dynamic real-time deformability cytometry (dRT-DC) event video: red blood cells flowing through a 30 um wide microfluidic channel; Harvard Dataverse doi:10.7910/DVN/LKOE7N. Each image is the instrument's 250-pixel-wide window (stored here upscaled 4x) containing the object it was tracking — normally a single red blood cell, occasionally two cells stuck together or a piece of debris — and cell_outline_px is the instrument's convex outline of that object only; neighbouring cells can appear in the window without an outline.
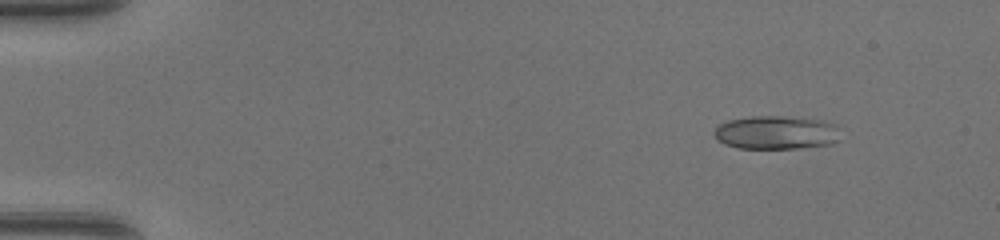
{"species": "common noctule bat (a hibernating species)", "species_latin": "Nyctalus noctula", "temperature_condition": "warm", "stored_images_in_passage": 47, "camera_frame_rate_fps": 3000, "um_per_image_px": 0.085, "animal": {"sex": "female", "body_mass_g": 17.0, "forearm_length_mm": 48.0}, "frame": {"image": 1, "passage_image": 5, "time_ms": 1.333, "image_size_px": [1000, 240], "cell_outline_px": [[840, 140], [832, 144], [800, 148], [736, 148], [724, 144], [716, 140], [712, 132], [720, 124], [728, 120], [752, 116], [780, 116], [824, 120], [836, 124]], "centroid_in_image_um": [65.97, 11.27], "position_along_channel_um": 19.0, "area_um2": 24.91}}
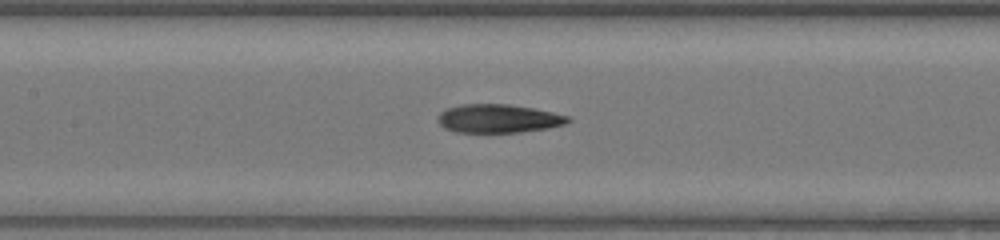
{"frame": {"image": 2, "passage_image": 23, "time_ms": 7.333, "image_size_px": [1000, 240], "cell_outline_px": [[572, 120], [568, 124], [548, 128], [520, 132], [456, 132], [444, 128], [436, 120], [440, 112], [444, 108], [460, 104], [508, 104], [536, 108], [568, 116]], "centroid_in_image_um": [42.36, 10.07], "position_along_channel_um": 165.0, "area_um2": 21.91}}
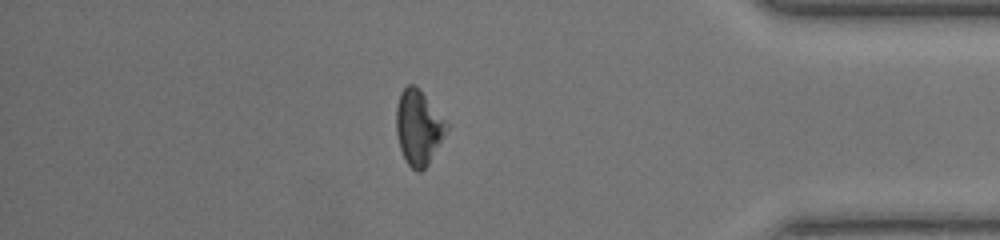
{"frame": {"image": 3, "passage_image": 41, "time_ms": 13.333, "image_size_px": [1000, 240], "cell_outline_px": [[448, 132], [428, 164], [420, 172], [416, 172], [404, 160], [400, 148], [396, 132], [396, 108], [400, 92], [408, 84], [416, 84], [420, 88], [448, 124]], "centroid_in_image_um": [35.57, 10.82], "position_along_channel_um": 399.6, "area_um2": 22.2}, "authors_computed_cell_mechanics": {"area_um2": 22.1952, "velocity_mm_per_s": 4.4059, "shape_relaxation_time_tau1_ms": 7.742, "shape_relaxation_time_tau2_ms": 2.3561, "deformation_change_tau1": 0.2437, "deformation_change_tau2": 0.1036}}